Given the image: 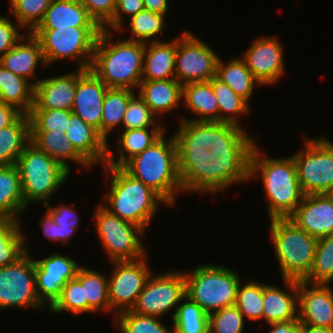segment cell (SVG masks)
I'll use <instances>...</instances> for the list:
<instances>
[{"mask_svg":"<svg viewBox=\"0 0 333 333\" xmlns=\"http://www.w3.org/2000/svg\"><path fill=\"white\" fill-rule=\"evenodd\" d=\"M123 168L175 206L179 192L217 193V162L191 137L178 130L166 140L163 134Z\"/></svg>","mask_w":333,"mask_h":333,"instance_id":"6da1fadb","label":"cell"},{"mask_svg":"<svg viewBox=\"0 0 333 333\" xmlns=\"http://www.w3.org/2000/svg\"><path fill=\"white\" fill-rule=\"evenodd\" d=\"M255 140L236 144L217 163V193L260 176L267 196L269 219L288 218L301 203L302 192L293 156L272 158Z\"/></svg>","mask_w":333,"mask_h":333,"instance_id":"7a4b0ae2","label":"cell"},{"mask_svg":"<svg viewBox=\"0 0 333 333\" xmlns=\"http://www.w3.org/2000/svg\"><path fill=\"white\" fill-rule=\"evenodd\" d=\"M102 29L97 39L90 70L108 88L137 92L142 81L145 43L117 39Z\"/></svg>","mask_w":333,"mask_h":333,"instance_id":"3957f363","label":"cell"},{"mask_svg":"<svg viewBox=\"0 0 333 333\" xmlns=\"http://www.w3.org/2000/svg\"><path fill=\"white\" fill-rule=\"evenodd\" d=\"M106 177H111L109 191L100 203L111 214L141 227L145 232L159 203L166 202L151 188L130 175L123 167L104 165Z\"/></svg>","mask_w":333,"mask_h":333,"instance_id":"277c9868","label":"cell"},{"mask_svg":"<svg viewBox=\"0 0 333 333\" xmlns=\"http://www.w3.org/2000/svg\"><path fill=\"white\" fill-rule=\"evenodd\" d=\"M182 104L196 117L181 118L178 130L219 162V107L210 81L182 85Z\"/></svg>","mask_w":333,"mask_h":333,"instance_id":"5b68a950","label":"cell"},{"mask_svg":"<svg viewBox=\"0 0 333 333\" xmlns=\"http://www.w3.org/2000/svg\"><path fill=\"white\" fill-rule=\"evenodd\" d=\"M269 220L270 236L282 279L304 280L313 267L318 239L289 218Z\"/></svg>","mask_w":333,"mask_h":333,"instance_id":"8992f818","label":"cell"},{"mask_svg":"<svg viewBox=\"0 0 333 333\" xmlns=\"http://www.w3.org/2000/svg\"><path fill=\"white\" fill-rule=\"evenodd\" d=\"M19 170L24 204H48L69 177L70 172L31 142L15 164Z\"/></svg>","mask_w":333,"mask_h":333,"instance_id":"52a82bcc","label":"cell"},{"mask_svg":"<svg viewBox=\"0 0 333 333\" xmlns=\"http://www.w3.org/2000/svg\"><path fill=\"white\" fill-rule=\"evenodd\" d=\"M192 271H184L186 296L207 314L235 305L238 273L224 265L201 264Z\"/></svg>","mask_w":333,"mask_h":333,"instance_id":"ba28073f","label":"cell"},{"mask_svg":"<svg viewBox=\"0 0 333 333\" xmlns=\"http://www.w3.org/2000/svg\"><path fill=\"white\" fill-rule=\"evenodd\" d=\"M101 27L34 29L46 66L64 58L77 60L78 69L89 70ZM79 61V62H78Z\"/></svg>","mask_w":333,"mask_h":333,"instance_id":"9c48e42d","label":"cell"},{"mask_svg":"<svg viewBox=\"0 0 333 333\" xmlns=\"http://www.w3.org/2000/svg\"><path fill=\"white\" fill-rule=\"evenodd\" d=\"M96 207L94 224L108 261H133L148 255L142 243L145 231L141 227L111 214L101 204Z\"/></svg>","mask_w":333,"mask_h":333,"instance_id":"30bf717a","label":"cell"},{"mask_svg":"<svg viewBox=\"0 0 333 333\" xmlns=\"http://www.w3.org/2000/svg\"><path fill=\"white\" fill-rule=\"evenodd\" d=\"M304 147L294 153L297 177L304 195L333 192V143L324 136H305Z\"/></svg>","mask_w":333,"mask_h":333,"instance_id":"8fae6325","label":"cell"},{"mask_svg":"<svg viewBox=\"0 0 333 333\" xmlns=\"http://www.w3.org/2000/svg\"><path fill=\"white\" fill-rule=\"evenodd\" d=\"M14 263L0 268V310L18 307L42 309L36 291L35 260L28 246Z\"/></svg>","mask_w":333,"mask_h":333,"instance_id":"7c38bea8","label":"cell"},{"mask_svg":"<svg viewBox=\"0 0 333 333\" xmlns=\"http://www.w3.org/2000/svg\"><path fill=\"white\" fill-rule=\"evenodd\" d=\"M185 296L184 271L171 270L155 276L152 273L130 311L161 318L162 315L175 310L171 316L173 319L179 303Z\"/></svg>","mask_w":333,"mask_h":333,"instance_id":"4fadbf2b","label":"cell"},{"mask_svg":"<svg viewBox=\"0 0 333 333\" xmlns=\"http://www.w3.org/2000/svg\"><path fill=\"white\" fill-rule=\"evenodd\" d=\"M219 55L189 31L177 37L175 79L181 84L207 82L216 76Z\"/></svg>","mask_w":333,"mask_h":333,"instance_id":"5bb4252c","label":"cell"},{"mask_svg":"<svg viewBox=\"0 0 333 333\" xmlns=\"http://www.w3.org/2000/svg\"><path fill=\"white\" fill-rule=\"evenodd\" d=\"M212 84L219 107V161L238 143L253 140L238 120L250 113V105L216 76Z\"/></svg>","mask_w":333,"mask_h":333,"instance_id":"9a60e30c","label":"cell"},{"mask_svg":"<svg viewBox=\"0 0 333 333\" xmlns=\"http://www.w3.org/2000/svg\"><path fill=\"white\" fill-rule=\"evenodd\" d=\"M147 255L133 261H113L114 266L108 277V291L110 300V313L117 314L131 310L138 295L153 273L146 261Z\"/></svg>","mask_w":333,"mask_h":333,"instance_id":"2e32d148","label":"cell"},{"mask_svg":"<svg viewBox=\"0 0 333 333\" xmlns=\"http://www.w3.org/2000/svg\"><path fill=\"white\" fill-rule=\"evenodd\" d=\"M82 265L59 252L35 259L36 291L39 301L48 309L60 297L63 287L76 277Z\"/></svg>","mask_w":333,"mask_h":333,"instance_id":"e0dca14e","label":"cell"},{"mask_svg":"<svg viewBox=\"0 0 333 333\" xmlns=\"http://www.w3.org/2000/svg\"><path fill=\"white\" fill-rule=\"evenodd\" d=\"M262 86L276 83L285 73L284 49L277 37H259L241 57Z\"/></svg>","mask_w":333,"mask_h":333,"instance_id":"ac0fdd59","label":"cell"},{"mask_svg":"<svg viewBox=\"0 0 333 333\" xmlns=\"http://www.w3.org/2000/svg\"><path fill=\"white\" fill-rule=\"evenodd\" d=\"M330 284L298 281L300 324L333 329V290Z\"/></svg>","mask_w":333,"mask_h":333,"instance_id":"d6986e66","label":"cell"},{"mask_svg":"<svg viewBox=\"0 0 333 333\" xmlns=\"http://www.w3.org/2000/svg\"><path fill=\"white\" fill-rule=\"evenodd\" d=\"M288 218L317 239L332 235L333 196L326 193L304 195Z\"/></svg>","mask_w":333,"mask_h":333,"instance_id":"ffe728a7","label":"cell"},{"mask_svg":"<svg viewBox=\"0 0 333 333\" xmlns=\"http://www.w3.org/2000/svg\"><path fill=\"white\" fill-rule=\"evenodd\" d=\"M36 80L31 109L72 110L78 78L86 69Z\"/></svg>","mask_w":333,"mask_h":333,"instance_id":"44dd1931","label":"cell"},{"mask_svg":"<svg viewBox=\"0 0 333 333\" xmlns=\"http://www.w3.org/2000/svg\"><path fill=\"white\" fill-rule=\"evenodd\" d=\"M107 85L90 69L77 80L72 113L95 128L101 135L103 100Z\"/></svg>","mask_w":333,"mask_h":333,"instance_id":"7402d4cb","label":"cell"},{"mask_svg":"<svg viewBox=\"0 0 333 333\" xmlns=\"http://www.w3.org/2000/svg\"><path fill=\"white\" fill-rule=\"evenodd\" d=\"M286 289L263 283V319L267 324L298 320V281L282 279Z\"/></svg>","mask_w":333,"mask_h":333,"instance_id":"603a6c76","label":"cell"},{"mask_svg":"<svg viewBox=\"0 0 333 333\" xmlns=\"http://www.w3.org/2000/svg\"><path fill=\"white\" fill-rule=\"evenodd\" d=\"M65 135L74 148L93 166H104L107 157L106 140L92 126L85 123L80 117L71 114Z\"/></svg>","mask_w":333,"mask_h":333,"instance_id":"cb8c5ba5","label":"cell"},{"mask_svg":"<svg viewBox=\"0 0 333 333\" xmlns=\"http://www.w3.org/2000/svg\"><path fill=\"white\" fill-rule=\"evenodd\" d=\"M164 127H149L123 130L118 132V154H114L107 144V157L105 164L111 167H123L131 158L142 153L146 148L155 143L163 134ZM126 152V154H125ZM117 155L118 158H115Z\"/></svg>","mask_w":333,"mask_h":333,"instance_id":"d4e9b609","label":"cell"},{"mask_svg":"<svg viewBox=\"0 0 333 333\" xmlns=\"http://www.w3.org/2000/svg\"><path fill=\"white\" fill-rule=\"evenodd\" d=\"M39 63L43 67L46 66L40 42L29 32L0 59V64L6 69L28 81L31 80L29 78L32 76L37 77L34 72H36Z\"/></svg>","mask_w":333,"mask_h":333,"instance_id":"484cf974","label":"cell"},{"mask_svg":"<svg viewBox=\"0 0 333 333\" xmlns=\"http://www.w3.org/2000/svg\"><path fill=\"white\" fill-rule=\"evenodd\" d=\"M100 27L79 0H53L35 29Z\"/></svg>","mask_w":333,"mask_h":333,"instance_id":"4316f807","label":"cell"},{"mask_svg":"<svg viewBox=\"0 0 333 333\" xmlns=\"http://www.w3.org/2000/svg\"><path fill=\"white\" fill-rule=\"evenodd\" d=\"M177 38L145 43L142 81L175 79Z\"/></svg>","mask_w":333,"mask_h":333,"instance_id":"83f0119b","label":"cell"},{"mask_svg":"<svg viewBox=\"0 0 333 333\" xmlns=\"http://www.w3.org/2000/svg\"><path fill=\"white\" fill-rule=\"evenodd\" d=\"M137 91L158 119L182 102V85L176 79L141 81Z\"/></svg>","mask_w":333,"mask_h":333,"instance_id":"f1b7e54d","label":"cell"},{"mask_svg":"<svg viewBox=\"0 0 333 333\" xmlns=\"http://www.w3.org/2000/svg\"><path fill=\"white\" fill-rule=\"evenodd\" d=\"M30 141L38 149L60 163L71 173V164L77 163L82 167L90 168L92 165L74 148L65 133L57 134L50 131H31Z\"/></svg>","mask_w":333,"mask_h":333,"instance_id":"f546056e","label":"cell"},{"mask_svg":"<svg viewBox=\"0 0 333 333\" xmlns=\"http://www.w3.org/2000/svg\"><path fill=\"white\" fill-rule=\"evenodd\" d=\"M26 208L17 166L0 165V218L20 222Z\"/></svg>","mask_w":333,"mask_h":333,"instance_id":"4dcf8cb0","label":"cell"},{"mask_svg":"<svg viewBox=\"0 0 333 333\" xmlns=\"http://www.w3.org/2000/svg\"><path fill=\"white\" fill-rule=\"evenodd\" d=\"M34 85L0 64V102L15 107L22 114H29L34 102Z\"/></svg>","mask_w":333,"mask_h":333,"instance_id":"1f68e13d","label":"cell"},{"mask_svg":"<svg viewBox=\"0 0 333 333\" xmlns=\"http://www.w3.org/2000/svg\"><path fill=\"white\" fill-rule=\"evenodd\" d=\"M30 119L21 114L11 125L0 129V165H15L31 142Z\"/></svg>","mask_w":333,"mask_h":333,"instance_id":"d6a6232c","label":"cell"},{"mask_svg":"<svg viewBox=\"0 0 333 333\" xmlns=\"http://www.w3.org/2000/svg\"><path fill=\"white\" fill-rule=\"evenodd\" d=\"M225 63L219 57L217 63L216 77L227 84L238 96L247 103L255 90V85L262 84L254 77L247 68L245 61L240 58L230 59Z\"/></svg>","mask_w":333,"mask_h":333,"instance_id":"836d02e7","label":"cell"},{"mask_svg":"<svg viewBox=\"0 0 333 333\" xmlns=\"http://www.w3.org/2000/svg\"><path fill=\"white\" fill-rule=\"evenodd\" d=\"M84 287V300H87V313L110 312L108 277L102 272L81 266L75 277ZM102 309V310H101Z\"/></svg>","mask_w":333,"mask_h":333,"instance_id":"e575fe53","label":"cell"},{"mask_svg":"<svg viewBox=\"0 0 333 333\" xmlns=\"http://www.w3.org/2000/svg\"><path fill=\"white\" fill-rule=\"evenodd\" d=\"M135 94L129 89L108 88L104 95L101 136L108 142V136L115 128H122V121L129 99Z\"/></svg>","mask_w":333,"mask_h":333,"instance_id":"d590c367","label":"cell"},{"mask_svg":"<svg viewBox=\"0 0 333 333\" xmlns=\"http://www.w3.org/2000/svg\"><path fill=\"white\" fill-rule=\"evenodd\" d=\"M21 222L0 218V268L14 263L25 251Z\"/></svg>","mask_w":333,"mask_h":333,"instance_id":"8d00e7d4","label":"cell"},{"mask_svg":"<svg viewBox=\"0 0 333 333\" xmlns=\"http://www.w3.org/2000/svg\"><path fill=\"white\" fill-rule=\"evenodd\" d=\"M172 322L173 333L208 332V314L187 296L178 305Z\"/></svg>","mask_w":333,"mask_h":333,"instance_id":"74e56055","label":"cell"},{"mask_svg":"<svg viewBox=\"0 0 333 333\" xmlns=\"http://www.w3.org/2000/svg\"><path fill=\"white\" fill-rule=\"evenodd\" d=\"M165 18L166 15L148 10L138 12L130 18L128 30L130 29L132 36L127 40L143 43L162 41L158 36H163V30L167 26Z\"/></svg>","mask_w":333,"mask_h":333,"instance_id":"f35d334b","label":"cell"},{"mask_svg":"<svg viewBox=\"0 0 333 333\" xmlns=\"http://www.w3.org/2000/svg\"><path fill=\"white\" fill-rule=\"evenodd\" d=\"M304 281L331 285L333 281V234L318 239L313 267Z\"/></svg>","mask_w":333,"mask_h":333,"instance_id":"ab89813d","label":"cell"},{"mask_svg":"<svg viewBox=\"0 0 333 333\" xmlns=\"http://www.w3.org/2000/svg\"><path fill=\"white\" fill-rule=\"evenodd\" d=\"M114 319L120 333H173L172 327L161 322L159 317L130 310L117 314Z\"/></svg>","mask_w":333,"mask_h":333,"instance_id":"60d3db41","label":"cell"},{"mask_svg":"<svg viewBox=\"0 0 333 333\" xmlns=\"http://www.w3.org/2000/svg\"><path fill=\"white\" fill-rule=\"evenodd\" d=\"M235 306L247 320L263 319V283L248 281L237 288Z\"/></svg>","mask_w":333,"mask_h":333,"instance_id":"b9f144b4","label":"cell"},{"mask_svg":"<svg viewBox=\"0 0 333 333\" xmlns=\"http://www.w3.org/2000/svg\"><path fill=\"white\" fill-rule=\"evenodd\" d=\"M49 312L60 314L70 312L79 316L87 312V300H84V287L76 279L69 280L63 287L60 297L49 308Z\"/></svg>","mask_w":333,"mask_h":333,"instance_id":"7bdbcfd3","label":"cell"},{"mask_svg":"<svg viewBox=\"0 0 333 333\" xmlns=\"http://www.w3.org/2000/svg\"><path fill=\"white\" fill-rule=\"evenodd\" d=\"M71 114L72 110L31 109L28 114L30 119V131H50L57 134L65 133Z\"/></svg>","mask_w":333,"mask_h":333,"instance_id":"ee69618b","label":"cell"},{"mask_svg":"<svg viewBox=\"0 0 333 333\" xmlns=\"http://www.w3.org/2000/svg\"><path fill=\"white\" fill-rule=\"evenodd\" d=\"M53 0H16L10 7V13L17 23L31 33L42 21L45 12Z\"/></svg>","mask_w":333,"mask_h":333,"instance_id":"f6af8a7d","label":"cell"},{"mask_svg":"<svg viewBox=\"0 0 333 333\" xmlns=\"http://www.w3.org/2000/svg\"><path fill=\"white\" fill-rule=\"evenodd\" d=\"M151 111L149 106L138 95L134 94L130 99L124 114L122 126L124 130L149 127H163L161 119Z\"/></svg>","mask_w":333,"mask_h":333,"instance_id":"bcb514c9","label":"cell"},{"mask_svg":"<svg viewBox=\"0 0 333 333\" xmlns=\"http://www.w3.org/2000/svg\"><path fill=\"white\" fill-rule=\"evenodd\" d=\"M245 317L235 306L221 308L208 314L210 333H243Z\"/></svg>","mask_w":333,"mask_h":333,"instance_id":"7dc6e473","label":"cell"},{"mask_svg":"<svg viewBox=\"0 0 333 333\" xmlns=\"http://www.w3.org/2000/svg\"><path fill=\"white\" fill-rule=\"evenodd\" d=\"M44 207H47L46 211L51 215L54 222L58 225L59 231V242H62L64 245L69 243L71 236L78 231L77 226L79 224V217L76 212V209L66 204H59L58 207L45 204Z\"/></svg>","mask_w":333,"mask_h":333,"instance_id":"c3c4849f","label":"cell"},{"mask_svg":"<svg viewBox=\"0 0 333 333\" xmlns=\"http://www.w3.org/2000/svg\"><path fill=\"white\" fill-rule=\"evenodd\" d=\"M142 10H144L143 0H116L113 18L102 29L123 32V15L131 18Z\"/></svg>","mask_w":333,"mask_h":333,"instance_id":"681fc988","label":"cell"},{"mask_svg":"<svg viewBox=\"0 0 333 333\" xmlns=\"http://www.w3.org/2000/svg\"><path fill=\"white\" fill-rule=\"evenodd\" d=\"M89 15L103 28L114 15L116 0H79Z\"/></svg>","mask_w":333,"mask_h":333,"instance_id":"f907efd6","label":"cell"},{"mask_svg":"<svg viewBox=\"0 0 333 333\" xmlns=\"http://www.w3.org/2000/svg\"><path fill=\"white\" fill-rule=\"evenodd\" d=\"M18 29L23 28L18 23L15 25L7 16L0 15V59L24 36Z\"/></svg>","mask_w":333,"mask_h":333,"instance_id":"816d5d0a","label":"cell"},{"mask_svg":"<svg viewBox=\"0 0 333 333\" xmlns=\"http://www.w3.org/2000/svg\"><path fill=\"white\" fill-rule=\"evenodd\" d=\"M40 219V226L44 236L52 241H59L58 225L54 222L51 215L46 211L45 215Z\"/></svg>","mask_w":333,"mask_h":333,"instance_id":"f5cc1de1","label":"cell"},{"mask_svg":"<svg viewBox=\"0 0 333 333\" xmlns=\"http://www.w3.org/2000/svg\"><path fill=\"white\" fill-rule=\"evenodd\" d=\"M21 114L15 107L0 102V129L11 125Z\"/></svg>","mask_w":333,"mask_h":333,"instance_id":"db71d44e","label":"cell"},{"mask_svg":"<svg viewBox=\"0 0 333 333\" xmlns=\"http://www.w3.org/2000/svg\"><path fill=\"white\" fill-rule=\"evenodd\" d=\"M270 326L268 333H301L300 321L273 322L267 324Z\"/></svg>","mask_w":333,"mask_h":333,"instance_id":"11a10c76","label":"cell"},{"mask_svg":"<svg viewBox=\"0 0 333 333\" xmlns=\"http://www.w3.org/2000/svg\"><path fill=\"white\" fill-rule=\"evenodd\" d=\"M144 10H148L160 15H167L169 4L168 0H143Z\"/></svg>","mask_w":333,"mask_h":333,"instance_id":"9f6ffc18","label":"cell"},{"mask_svg":"<svg viewBox=\"0 0 333 333\" xmlns=\"http://www.w3.org/2000/svg\"><path fill=\"white\" fill-rule=\"evenodd\" d=\"M301 333H333V329L300 324Z\"/></svg>","mask_w":333,"mask_h":333,"instance_id":"6f0895ef","label":"cell"},{"mask_svg":"<svg viewBox=\"0 0 333 333\" xmlns=\"http://www.w3.org/2000/svg\"><path fill=\"white\" fill-rule=\"evenodd\" d=\"M11 1V4L8 5V8L16 1V0H10Z\"/></svg>","mask_w":333,"mask_h":333,"instance_id":"680465c9","label":"cell"}]
</instances>
